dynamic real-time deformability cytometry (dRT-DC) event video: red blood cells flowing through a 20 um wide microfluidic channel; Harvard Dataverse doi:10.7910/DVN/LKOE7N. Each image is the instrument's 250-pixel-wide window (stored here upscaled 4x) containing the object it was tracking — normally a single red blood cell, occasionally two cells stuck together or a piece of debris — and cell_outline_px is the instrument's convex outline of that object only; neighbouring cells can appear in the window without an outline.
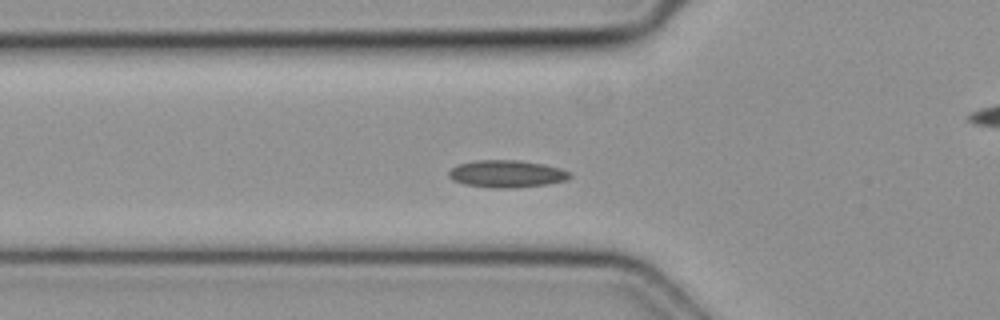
{"species": "common noctule bat (a hibernating species)", "species_latin": "Nyctalus noctula", "temperature_condition": "cold", "stored_images_in_passage": 27, "camera_frame_rate_fps": 3000, "um_per_image_px": 0.085, "animal": {"sex": "female", "body_mass_g": 19.3, "forearm_length_mm": 54.1}, "frame": {"image": 1, "passage_image": 4, "time_ms": 1.0, "image_size_px": [1000, 320], "cell_outline_px": [[572, 176], [568, 180], [548, 184], [516, 188], [492, 188], [464, 184], [452, 180], [448, 176], [448, 172], [456, 164], [476, 160], [520, 160], [544, 164], [560, 168], [572, 172]], "centroid_in_image_um": [43.09, 14.78], "position_along_channel_um": 82.7, "area_um2": 19.59}}
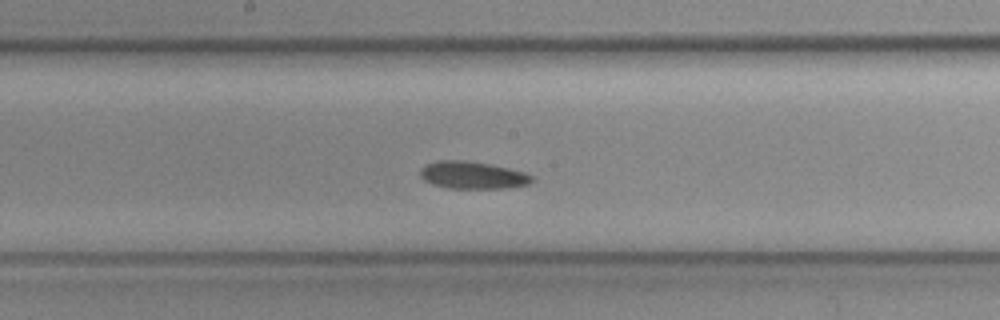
{"frame": {"image": 2, "passage_image": 13, "time_ms": 4.0, "image_size_px": [1000, 320], "cell_outline_px": [[532, 180], [528, 184], [508, 188], [448, 188], [432, 184], [424, 180], [420, 176], [420, 168], [424, 164], [436, 160], [464, 160], [488, 164], [508, 168], [524, 172], [532, 176]], "centroid_in_image_um": [40.11, 14.88], "position_along_channel_um": 208.1, "area_um2": 17.8}}
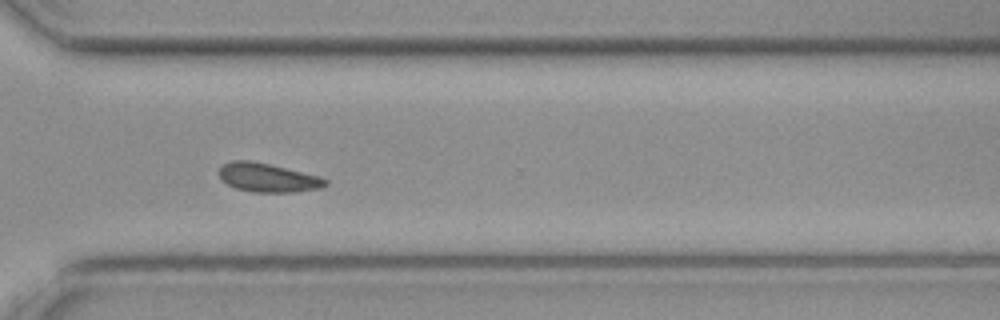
{"frame": {"image": 3, "passage_image": 23, "time_ms": 7.333, "image_size_px": [1000, 320], "cell_outline_px": [[328, 184], [320, 188], [296, 192], [252, 192], [236, 188], [220, 180], [220, 168], [224, 164], [232, 160], [248, 160], [268, 164], [320, 176], [328, 180]], "centroid_in_image_um": [22.77, 15.11], "position_along_channel_um": 347.8, "area_um2": 17.74}}